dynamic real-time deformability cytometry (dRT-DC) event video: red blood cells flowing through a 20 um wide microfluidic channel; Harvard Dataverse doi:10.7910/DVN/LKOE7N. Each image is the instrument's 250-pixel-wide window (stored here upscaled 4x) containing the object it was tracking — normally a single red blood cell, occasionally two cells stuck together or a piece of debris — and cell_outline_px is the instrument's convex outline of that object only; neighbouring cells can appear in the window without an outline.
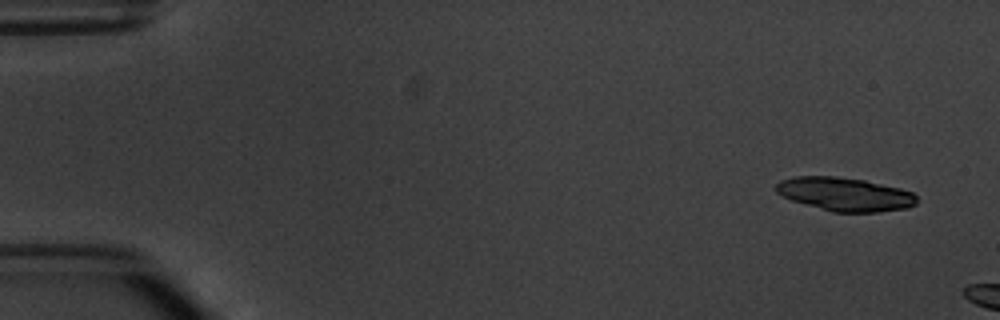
{"species": "common noctule bat (a hibernating species)", "species_latin": "Nyctalus noctula", "temperature_condition": "warm", "stored_images_in_passage": 2, "camera_frame_rate_fps": 3000, "um_per_image_px": 0.085, "animal": {"sex": "male", "body_mass_g": 20.1, "forearm_length_mm": 53.5}, "frame": {"image": 1, "passage_image": 1, "time_ms": 0.0, "image_size_px": [1000, 320], "cell_outline_px": [[916, 204], [908, 208], [876, 212], [832, 212], [792, 200], [776, 192], [776, 184], [780, 180], [792, 176], [836, 176], [864, 180], [900, 188], [912, 192], [916, 196]], "centroid_in_image_um": [71.81, 16.5], "position_along_channel_um": 13.2, "area_um2": 27.46}}